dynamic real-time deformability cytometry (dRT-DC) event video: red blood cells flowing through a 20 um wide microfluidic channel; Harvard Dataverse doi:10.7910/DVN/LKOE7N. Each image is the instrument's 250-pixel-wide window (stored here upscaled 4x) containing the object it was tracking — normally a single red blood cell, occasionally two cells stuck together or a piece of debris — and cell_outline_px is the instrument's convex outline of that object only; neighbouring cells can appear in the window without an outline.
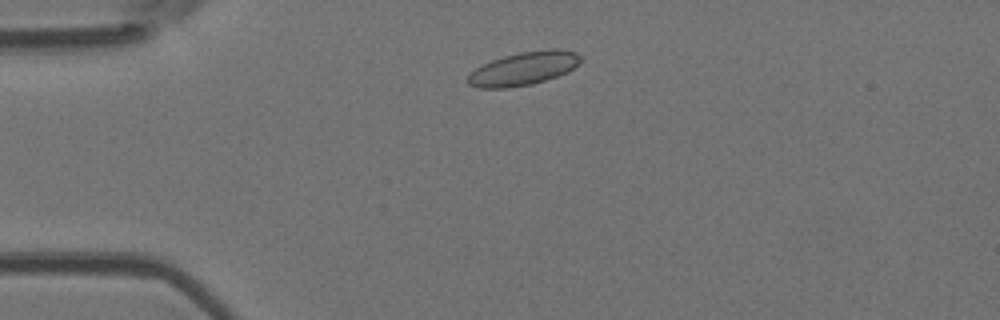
{"species": "Egyptian fruit bat (a non-hibernating species)", "species_latin": "Rousettus aegyptiacus", "temperature_condition": "room temperature", "stored_images_in_passage": 4, "camera_frame_rate_fps": 3000, "um_per_image_px": 0.085, "animal": {"sex": "female"}, "frame": {"image": 1, "passage_image": 2, "time_ms": 1.0, "image_size_px": [1000, 320], "cell_outline_px": [[584, 60], [580, 64], [568, 72], [532, 84], [508, 88], [480, 88], [468, 84], [464, 80], [476, 68], [492, 60], [504, 56], [520, 52], [556, 48], [576, 52]], "centroid_in_image_um": [44.53, 5.83], "position_along_channel_um": 40.5, "area_um2": 21.96}}
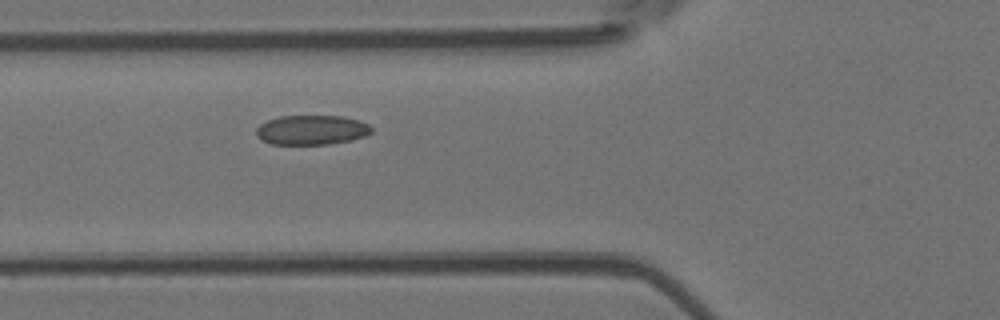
{"frame": {"image": 2, "passage_image": 4, "time_ms": 3.333, "image_size_px": [1000, 320], "cell_outline_px": [[372, 132], [364, 136], [352, 140], [328, 144], [272, 144], [260, 140], [256, 136], [256, 128], [260, 124], [268, 120], [280, 116], [340, 116], [360, 120], [368, 124], [372, 128]], "centroid_in_image_um": [26.47, 11.05], "position_along_channel_um": 99.3, "area_um2": 19.94}}